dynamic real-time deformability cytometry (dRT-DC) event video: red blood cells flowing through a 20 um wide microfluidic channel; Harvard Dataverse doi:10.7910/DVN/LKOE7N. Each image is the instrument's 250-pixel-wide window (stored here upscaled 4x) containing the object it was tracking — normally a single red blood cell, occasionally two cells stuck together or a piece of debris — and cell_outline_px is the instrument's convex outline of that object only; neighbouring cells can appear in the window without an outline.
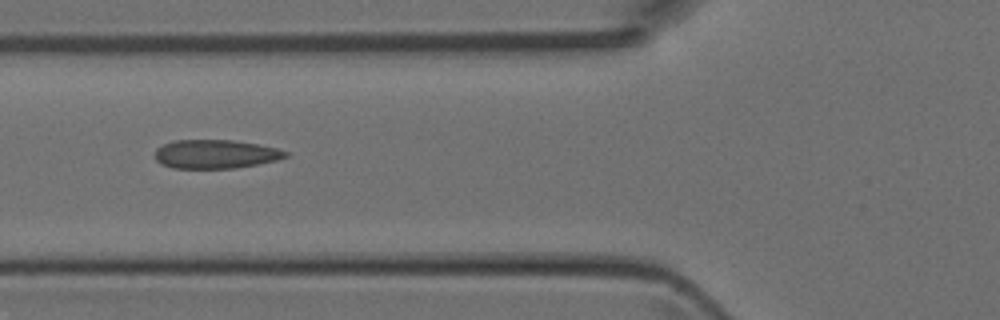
{"species": "Egyptian fruit bat (a non-hibernating species)", "species_latin": "Rousettus aegyptiacus", "temperature_condition": "room temperature", "stored_images_in_passage": 5, "camera_frame_rate_fps": 3000, "um_per_image_px": 0.085, "animal": {"sex": "female"}, "frame": {"image": 1, "passage_image": 5, "time_ms": 1.333, "image_size_px": [1000, 320], "cell_outline_px": [[288, 156], [276, 160], [256, 164], [232, 168], [172, 168], [160, 164], [156, 160], [156, 148], [164, 144], [176, 140], [232, 140], [256, 144], [276, 148], [288, 152]], "centroid_in_image_um": [18.29, 13.1], "position_along_channel_um": 107.5, "area_um2": 21.68}}